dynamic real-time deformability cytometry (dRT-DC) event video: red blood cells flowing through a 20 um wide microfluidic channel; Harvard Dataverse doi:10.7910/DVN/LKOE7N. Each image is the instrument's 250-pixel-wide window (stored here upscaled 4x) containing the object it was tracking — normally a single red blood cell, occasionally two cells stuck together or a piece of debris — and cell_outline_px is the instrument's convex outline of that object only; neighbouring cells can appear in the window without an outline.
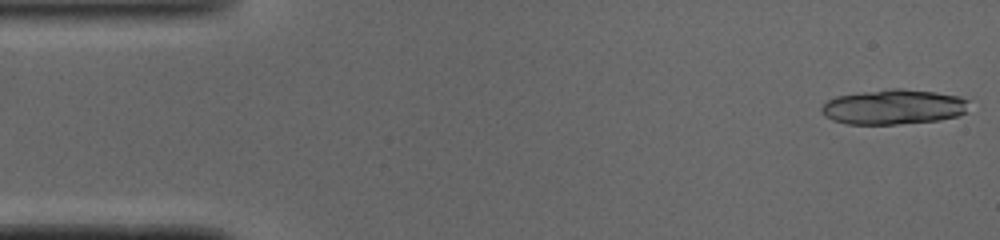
{"species": "common noctule bat (a hibernating species)", "species_latin": "Nyctalus noctula", "temperature_condition": "cold", "stored_images_in_passage": 47, "camera_frame_rate_fps": 3000, "um_per_image_px": 0.085, "animal": {"sex": "male", "body_mass_g": 19.0, "forearm_length_mm": 50.8}, "frame": {"image": 1, "passage_image": 1, "time_ms": 0.0, "image_size_px": [1000, 240], "cell_outline_px": [[968, 100], [964, 112], [956, 116], [940, 120], [896, 124], [848, 124], [832, 120], [824, 116], [820, 112], [820, 108], [828, 100], [836, 96], [888, 88], [904, 88], [936, 92], [960, 96]], "centroid_in_image_um": [75.91, 9.08], "position_along_channel_um": 9.1, "area_um2": 30.11}}
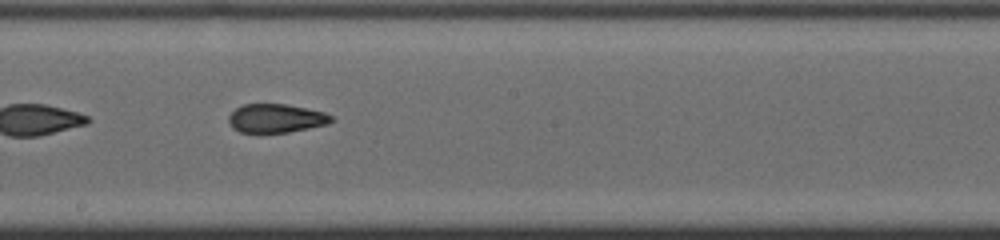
{"frame": {"image": 2, "passage_image": 26, "time_ms": 8.333, "image_size_px": [1000, 240], "cell_outline_px": [[336, 120], [328, 124], [288, 132], [256, 136], [240, 132], [232, 128], [228, 120], [228, 116], [236, 108], [244, 104], [288, 104], [324, 112], [332, 116]], "centroid_in_image_um": [23.43, 10.1], "position_along_channel_um": 224.8, "area_um2": 17.86}}
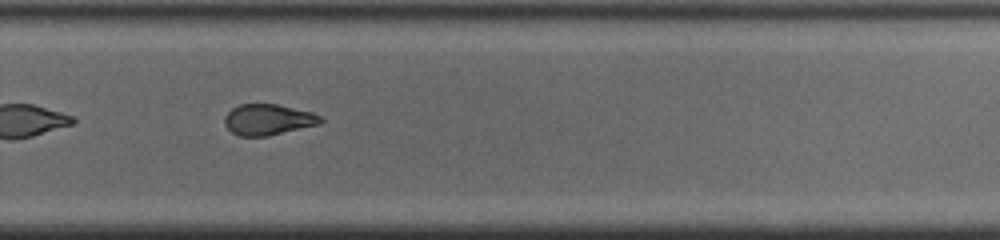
{"frame": {"image": 3, "passage_image": 32, "time_ms": 10.333, "image_size_px": [1000, 240], "cell_outline_px": [[324, 120], [320, 124], [268, 136], [240, 136], [232, 132], [224, 124], [224, 116], [232, 108], [240, 104], [276, 104], [312, 112], [320, 116]], "centroid_in_image_um": [22.78, 10.17], "position_along_channel_um": 307.0, "area_um2": 17.28}, "authors_computed_cell_mechanics": {"area_um2": 18.9584, "velocity_mm_per_s": 4.1085, "shape_relaxation_time_tau1_ms": null, "shape_relaxation_time_tau2_ms": 1.9076, "deformation_change_tau1": null, "deformation_change_tau2": 0.0848}}